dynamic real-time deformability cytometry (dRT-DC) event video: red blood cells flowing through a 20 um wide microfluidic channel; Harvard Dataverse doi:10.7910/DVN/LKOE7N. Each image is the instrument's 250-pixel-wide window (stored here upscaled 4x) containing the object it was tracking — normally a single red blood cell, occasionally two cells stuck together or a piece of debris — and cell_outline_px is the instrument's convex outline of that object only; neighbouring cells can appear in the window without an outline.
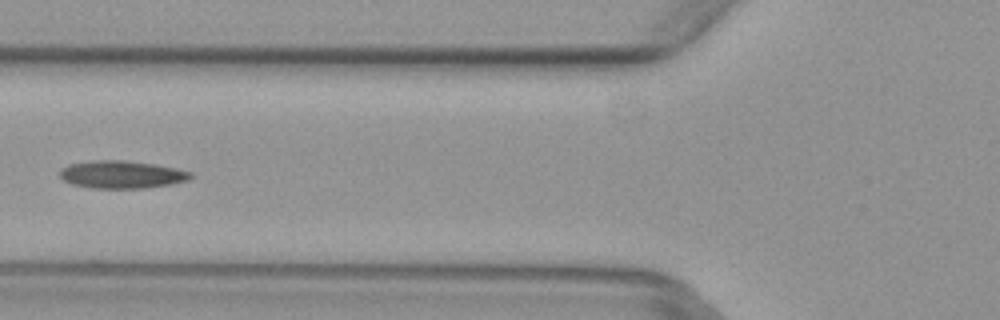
{"species": "common noctule bat (a hibernating species)", "species_latin": "Nyctalus noctula", "temperature_condition": "warm", "stored_images_in_passage": 6, "camera_frame_rate_fps": 3000, "um_per_image_px": 0.085, "animal": {"sex": "female", "body_mass_g": 29.2, "forearm_length_mm": 56.3}, "frame": {"image": 1, "passage_image": 6, "time_ms": 1.667, "image_size_px": [1000, 320], "cell_outline_px": [[192, 176], [188, 180], [172, 184], [144, 188], [92, 188], [72, 184], [64, 180], [60, 176], [60, 168], [68, 164], [92, 160], [124, 160], [156, 164], [176, 168], [192, 172]], "centroid_in_image_um": [10.34, 14.82], "position_along_channel_um": 115.5, "area_um2": 21.21}}